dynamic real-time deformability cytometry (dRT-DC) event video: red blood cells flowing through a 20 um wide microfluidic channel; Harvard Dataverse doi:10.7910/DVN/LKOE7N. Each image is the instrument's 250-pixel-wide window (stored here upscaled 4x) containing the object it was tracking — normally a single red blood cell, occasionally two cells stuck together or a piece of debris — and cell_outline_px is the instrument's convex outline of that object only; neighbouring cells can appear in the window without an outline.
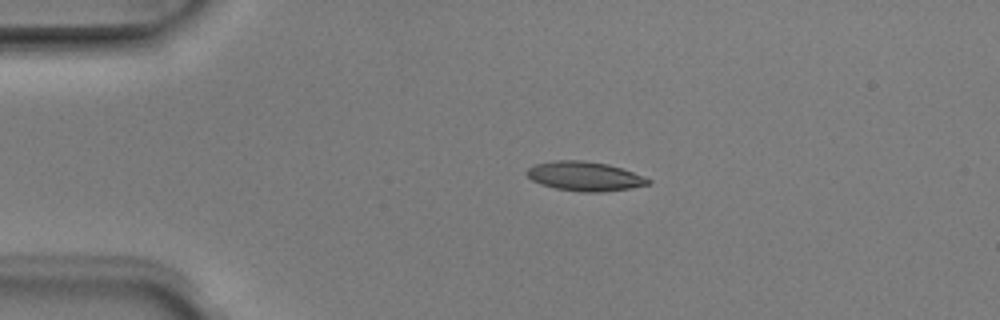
{"species": "Egyptian fruit bat (a non-hibernating species)", "species_latin": "Rousettus aegyptiacus", "temperature_condition": "room temperature", "stored_images_in_passage": 5, "camera_frame_rate_fps": 3000, "um_per_image_px": 0.085, "animal": {"sex": "male"}, "frame": {"image": 1, "passage_image": 4, "time_ms": 1.0, "image_size_px": [1000, 320], "cell_outline_px": [[652, 180], [648, 184], [628, 188], [604, 192], [584, 192], [556, 188], [540, 184], [532, 180], [524, 172], [528, 168], [536, 164], [556, 160], [584, 160], [608, 164], [644, 176]], "centroid_in_image_um": [49.67, 14.97], "position_along_channel_um": 35.3, "area_um2": 20.58}}